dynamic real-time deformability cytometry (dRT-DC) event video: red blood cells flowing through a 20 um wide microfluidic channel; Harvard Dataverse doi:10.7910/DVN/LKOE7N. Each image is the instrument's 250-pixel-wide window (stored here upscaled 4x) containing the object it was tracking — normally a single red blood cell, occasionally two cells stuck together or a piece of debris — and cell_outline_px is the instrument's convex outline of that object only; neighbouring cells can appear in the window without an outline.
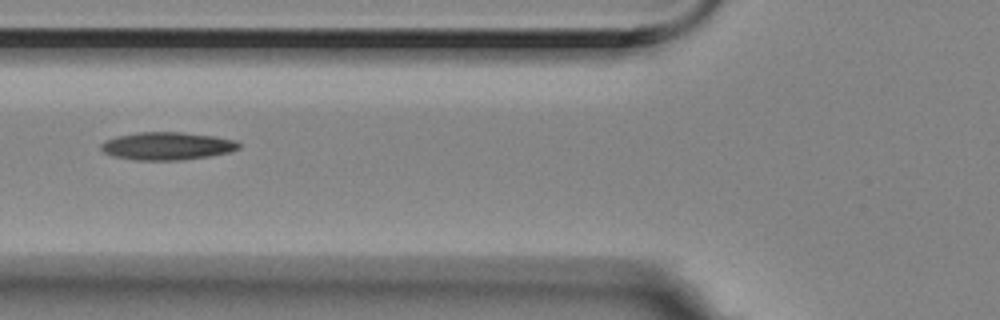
{"species": "Egyptian fruit bat (a non-hibernating species)", "species_latin": "Rousettus aegyptiacus", "temperature_condition": "room temperature", "stored_images_in_passage": 10, "camera_frame_rate_fps": 3000, "um_per_image_px": 0.085, "animal": {"sex": "female"}, "frame": {"image": 1, "passage_image": 5, "time_ms": 1.333, "image_size_px": [1000, 320], "cell_outline_px": [[240, 148], [232, 152], [208, 156], [180, 160], [136, 160], [116, 156], [104, 152], [100, 148], [100, 144], [104, 140], [116, 136], [136, 132], [180, 132], [216, 136], [236, 140], [240, 144]], "centroid_in_image_um": [14.22, 12.4], "position_along_channel_um": 111.6, "area_um2": 22.43}}
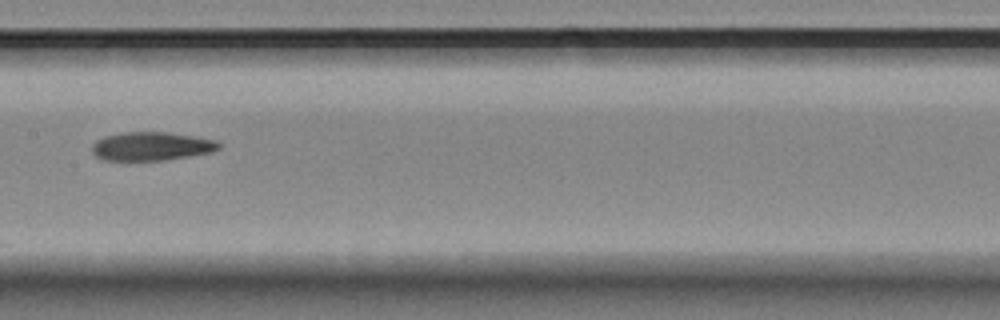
{"frame": {"image": 2, "passage_image": 7, "time_ms": 2.0, "image_size_px": [1000, 320], "cell_outline_px": [[220, 148], [212, 152], [168, 160], [104, 160], [96, 156], [92, 152], [92, 144], [96, 140], [104, 136], [120, 132], [168, 132], [196, 136], [216, 140], [220, 144]], "centroid_in_image_um": [12.88, 12.42], "position_along_channel_um": 194.5, "area_um2": 21.33}}
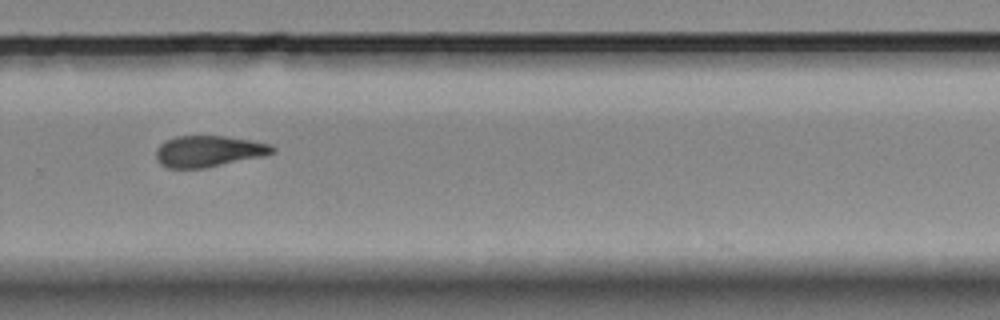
{"frame": {"image": 3, "passage_image": 10, "time_ms": 3.0, "image_size_px": [1000, 320], "cell_outline_px": [[276, 152], [264, 156], [204, 168], [168, 168], [160, 164], [156, 160], [156, 148], [164, 140], [176, 136], [224, 136], [252, 140], [272, 144], [276, 148]], "centroid_in_image_um": [17.74, 12.85], "position_along_channel_um": 312.1, "area_um2": 21.44}}